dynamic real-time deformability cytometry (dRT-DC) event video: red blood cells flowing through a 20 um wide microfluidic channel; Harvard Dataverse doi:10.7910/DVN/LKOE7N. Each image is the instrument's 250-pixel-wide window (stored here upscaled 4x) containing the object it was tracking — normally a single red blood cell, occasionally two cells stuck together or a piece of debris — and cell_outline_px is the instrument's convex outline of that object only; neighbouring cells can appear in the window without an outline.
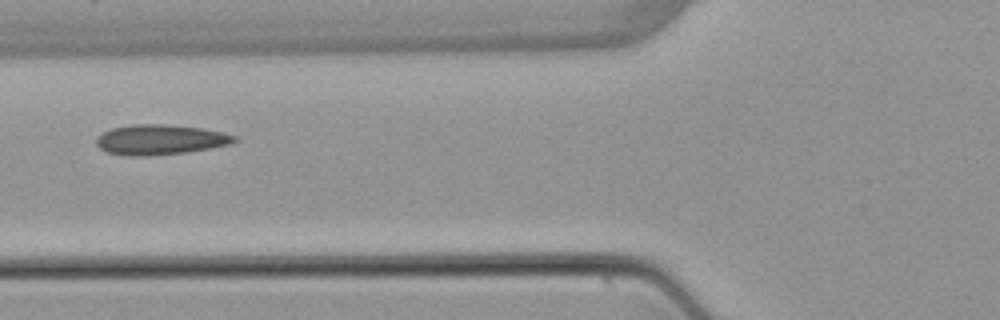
{"species": "common noctule bat (a hibernating species)", "species_latin": "Nyctalus noctula", "temperature_condition": "warm", "stored_images_in_passage": 7, "camera_frame_rate_fps": 3000, "um_per_image_px": 0.085, "animal": {"sex": "female", "body_mass_g": 22.7, "forearm_length_mm": 54.2}, "frame": {"image": 1, "passage_image": 6, "time_ms": 6.0, "image_size_px": [1000, 320], "cell_outline_px": [[240, 140], [228, 144], [188, 152], [144, 156], [132, 156], [108, 152], [100, 148], [96, 144], [96, 136], [112, 128], [132, 124], [164, 124], [204, 128], [236, 136]], "centroid_in_image_um": [13.61, 11.86], "position_along_channel_um": 112.2, "area_um2": 24.1}}
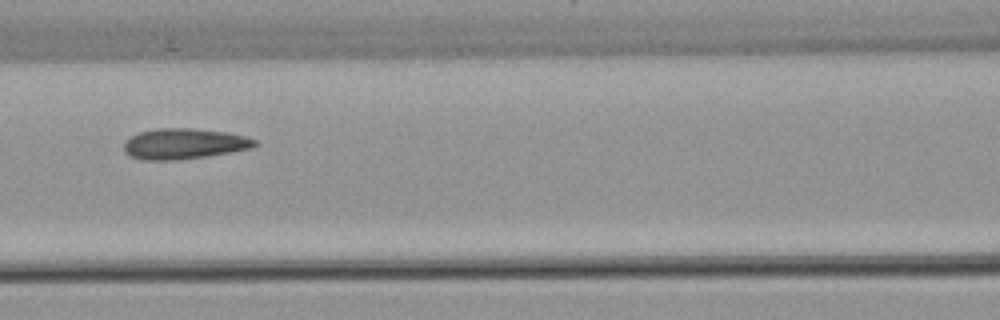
{"frame": {"image": 2, "passage_image": 7, "time_ms": 7.0, "image_size_px": [1000, 320], "cell_outline_px": [[260, 144], [252, 148], [208, 156], [176, 160], [140, 160], [128, 156], [124, 152], [124, 140], [140, 132], [156, 128], [192, 128], [224, 132], [244, 136], [256, 140]], "centroid_in_image_um": [15.61, 12.23], "position_along_channel_um": 151.0, "area_um2": 23.52}}